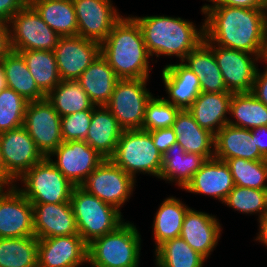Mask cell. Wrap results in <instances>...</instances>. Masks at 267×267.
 Masks as SVG:
<instances>
[{"mask_svg":"<svg viewBox=\"0 0 267 267\" xmlns=\"http://www.w3.org/2000/svg\"><path fill=\"white\" fill-rule=\"evenodd\" d=\"M204 41L207 44L240 50L259 57L267 8H240L224 5L201 7Z\"/></svg>","mask_w":267,"mask_h":267,"instance_id":"1","label":"cell"},{"mask_svg":"<svg viewBox=\"0 0 267 267\" xmlns=\"http://www.w3.org/2000/svg\"><path fill=\"white\" fill-rule=\"evenodd\" d=\"M122 16L108 37L100 44L101 56L118 79H149L150 54L138 22L130 15Z\"/></svg>","mask_w":267,"mask_h":267,"instance_id":"2","label":"cell"},{"mask_svg":"<svg viewBox=\"0 0 267 267\" xmlns=\"http://www.w3.org/2000/svg\"><path fill=\"white\" fill-rule=\"evenodd\" d=\"M139 24L147 50L153 56H176L182 62L205 37L204 22L200 29L188 19L169 16H132Z\"/></svg>","mask_w":267,"mask_h":267,"instance_id":"3","label":"cell"},{"mask_svg":"<svg viewBox=\"0 0 267 267\" xmlns=\"http://www.w3.org/2000/svg\"><path fill=\"white\" fill-rule=\"evenodd\" d=\"M141 235L130 221L88 244L87 263L91 267H139Z\"/></svg>","mask_w":267,"mask_h":267,"instance_id":"4","label":"cell"},{"mask_svg":"<svg viewBox=\"0 0 267 267\" xmlns=\"http://www.w3.org/2000/svg\"><path fill=\"white\" fill-rule=\"evenodd\" d=\"M70 204L79 235L87 244L114 231L125 221L121 211L104 203L81 186H74Z\"/></svg>","mask_w":267,"mask_h":267,"instance_id":"5","label":"cell"},{"mask_svg":"<svg viewBox=\"0 0 267 267\" xmlns=\"http://www.w3.org/2000/svg\"><path fill=\"white\" fill-rule=\"evenodd\" d=\"M110 159L135 180L138 173L158 179L161 175L162 154L154 145L149 131L123 130L116 151Z\"/></svg>","mask_w":267,"mask_h":267,"instance_id":"6","label":"cell"},{"mask_svg":"<svg viewBox=\"0 0 267 267\" xmlns=\"http://www.w3.org/2000/svg\"><path fill=\"white\" fill-rule=\"evenodd\" d=\"M18 181L22 184L19 188ZM30 203L70 202L74 185L54 166L48 157L26 171L15 182Z\"/></svg>","mask_w":267,"mask_h":267,"instance_id":"7","label":"cell"},{"mask_svg":"<svg viewBox=\"0 0 267 267\" xmlns=\"http://www.w3.org/2000/svg\"><path fill=\"white\" fill-rule=\"evenodd\" d=\"M149 79H118L105 105L123 130L142 129L147 103L153 97Z\"/></svg>","mask_w":267,"mask_h":267,"instance_id":"8","label":"cell"},{"mask_svg":"<svg viewBox=\"0 0 267 267\" xmlns=\"http://www.w3.org/2000/svg\"><path fill=\"white\" fill-rule=\"evenodd\" d=\"M8 24L11 49L16 52L53 51L60 39L30 4H26L12 16Z\"/></svg>","mask_w":267,"mask_h":267,"instance_id":"9","label":"cell"},{"mask_svg":"<svg viewBox=\"0 0 267 267\" xmlns=\"http://www.w3.org/2000/svg\"><path fill=\"white\" fill-rule=\"evenodd\" d=\"M136 182L111 159H104L81 187L120 211L131 198Z\"/></svg>","mask_w":267,"mask_h":267,"instance_id":"10","label":"cell"},{"mask_svg":"<svg viewBox=\"0 0 267 267\" xmlns=\"http://www.w3.org/2000/svg\"><path fill=\"white\" fill-rule=\"evenodd\" d=\"M24 127L44 157L63 142L61 117L47 99L28 102Z\"/></svg>","mask_w":267,"mask_h":267,"instance_id":"11","label":"cell"},{"mask_svg":"<svg viewBox=\"0 0 267 267\" xmlns=\"http://www.w3.org/2000/svg\"><path fill=\"white\" fill-rule=\"evenodd\" d=\"M48 158L74 186H81L105 159L83 140L63 141Z\"/></svg>","mask_w":267,"mask_h":267,"instance_id":"12","label":"cell"},{"mask_svg":"<svg viewBox=\"0 0 267 267\" xmlns=\"http://www.w3.org/2000/svg\"><path fill=\"white\" fill-rule=\"evenodd\" d=\"M220 68L227 90L231 93L252 91L259 57L248 52L208 44Z\"/></svg>","mask_w":267,"mask_h":267,"instance_id":"13","label":"cell"},{"mask_svg":"<svg viewBox=\"0 0 267 267\" xmlns=\"http://www.w3.org/2000/svg\"><path fill=\"white\" fill-rule=\"evenodd\" d=\"M0 153L5 172L15 182L44 158L24 126L0 133Z\"/></svg>","mask_w":267,"mask_h":267,"instance_id":"14","label":"cell"},{"mask_svg":"<svg viewBox=\"0 0 267 267\" xmlns=\"http://www.w3.org/2000/svg\"><path fill=\"white\" fill-rule=\"evenodd\" d=\"M35 236L33 206L15 185L0 192V238Z\"/></svg>","mask_w":267,"mask_h":267,"instance_id":"15","label":"cell"},{"mask_svg":"<svg viewBox=\"0 0 267 267\" xmlns=\"http://www.w3.org/2000/svg\"><path fill=\"white\" fill-rule=\"evenodd\" d=\"M78 36L102 43L122 17L111 0H72Z\"/></svg>","mask_w":267,"mask_h":267,"instance_id":"16","label":"cell"},{"mask_svg":"<svg viewBox=\"0 0 267 267\" xmlns=\"http://www.w3.org/2000/svg\"><path fill=\"white\" fill-rule=\"evenodd\" d=\"M61 80H77L100 56V43L81 36L60 37L53 50Z\"/></svg>","mask_w":267,"mask_h":267,"instance_id":"17","label":"cell"},{"mask_svg":"<svg viewBox=\"0 0 267 267\" xmlns=\"http://www.w3.org/2000/svg\"><path fill=\"white\" fill-rule=\"evenodd\" d=\"M87 252L80 235L38 239V267H79L87 263Z\"/></svg>","mask_w":267,"mask_h":267,"instance_id":"18","label":"cell"},{"mask_svg":"<svg viewBox=\"0 0 267 267\" xmlns=\"http://www.w3.org/2000/svg\"><path fill=\"white\" fill-rule=\"evenodd\" d=\"M220 220L216 216L190 208L184 218L180 237L206 260L221 237Z\"/></svg>","mask_w":267,"mask_h":267,"instance_id":"19","label":"cell"},{"mask_svg":"<svg viewBox=\"0 0 267 267\" xmlns=\"http://www.w3.org/2000/svg\"><path fill=\"white\" fill-rule=\"evenodd\" d=\"M31 204L33 206L34 233L38 239L79 235L70 202Z\"/></svg>","mask_w":267,"mask_h":267,"instance_id":"20","label":"cell"},{"mask_svg":"<svg viewBox=\"0 0 267 267\" xmlns=\"http://www.w3.org/2000/svg\"><path fill=\"white\" fill-rule=\"evenodd\" d=\"M234 186L233 176L226 162L213 157L204 162L183 190L208 195L223 203Z\"/></svg>","mask_w":267,"mask_h":267,"instance_id":"21","label":"cell"},{"mask_svg":"<svg viewBox=\"0 0 267 267\" xmlns=\"http://www.w3.org/2000/svg\"><path fill=\"white\" fill-rule=\"evenodd\" d=\"M255 144V135L250 129L227 124L215 135L214 157L222 161L233 158L267 160Z\"/></svg>","mask_w":267,"mask_h":267,"instance_id":"22","label":"cell"},{"mask_svg":"<svg viewBox=\"0 0 267 267\" xmlns=\"http://www.w3.org/2000/svg\"><path fill=\"white\" fill-rule=\"evenodd\" d=\"M161 75L168 94L164 99L181 110L188 109L201 93L200 80L183 62L165 65Z\"/></svg>","mask_w":267,"mask_h":267,"instance_id":"23","label":"cell"},{"mask_svg":"<svg viewBox=\"0 0 267 267\" xmlns=\"http://www.w3.org/2000/svg\"><path fill=\"white\" fill-rule=\"evenodd\" d=\"M232 95L231 92H201L187 110L200 127L215 136L224 125L228 124L227 115Z\"/></svg>","mask_w":267,"mask_h":267,"instance_id":"24","label":"cell"},{"mask_svg":"<svg viewBox=\"0 0 267 267\" xmlns=\"http://www.w3.org/2000/svg\"><path fill=\"white\" fill-rule=\"evenodd\" d=\"M123 129L106 106L93 108L85 142L105 159H110L117 147Z\"/></svg>","mask_w":267,"mask_h":267,"instance_id":"25","label":"cell"},{"mask_svg":"<svg viewBox=\"0 0 267 267\" xmlns=\"http://www.w3.org/2000/svg\"><path fill=\"white\" fill-rule=\"evenodd\" d=\"M206 160L202 155L185 152L176 142L162 155L159 179L168 183L175 182V185L184 189Z\"/></svg>","mask_w":267,"mask_h":267,"instance_id":"26","label":"cell"},{"mask_svg":"<svg viewBox=\"0 0 267 267\" xmlns=\"http://www.w3.org/2000/svg\"><path fill=\"white\" fill-rule=\"evenodd\" d=\"M172 128L177 143L185 152L202 155L206 159L214 157L215 136L200 127L187 109L179 111Z\"/></svg>","mask_w":267,"mask_h":267,"instance_id":"27","label":"cell"},{"mask_svg":"<svg viewBox=\"0 0 267 267\" xmlns=\"http://www.w3.org/2000/svg\"><path fill=\"white\" fill-rule=\"evenodd\" d=\"M182 62L200 80L201 92H229L215 60L213 49L204 40Z\"/></svg>","mask_w":267,"mask_h":267,"instance_id":"28","label":"cell"},{"mask_svg":"<svg viewBox=\"0 0 267 267\" xmlns=\"http://www.w3.org/2000/svg\"><path fill=\"white\" fill-rule=\"evenodd\" d=\"M117 80L114 70L101 54L77 79L95 106H105L109 102Z\"/></svg>","mask_w":267,"mask_h":267,"instance_id":"29","label":"cell"},{"mask_svg":"<svg viewBox=\"0 0 267 267\" xmlns=\"http://www.w3.org/2000/svg\"><path fill=\"white\" fill-rule=\"evenodd\" d=\"M43 21L60 37L78 35V24L72 0H29Z\"/></svg>","mask_w":267,"mask_h":267,"instance_id":"30","label":"cell"},{"mask_svg":"<svg viewBox=\"0 0 267 267\" xmlns=\"http://www.w3.org/2000/svg\"><path fill=\"white\" fill-rule=\"evenodd\" d=\"M0 63L4 68L7 88L13 89L27 102L46 99V95L36 85L35 79L30 74L27 64L19 52L11 50L0 60Z\"/></svg>","mask_w":267,"mask_h":267,"instance_id":"31","label":"cell"},{"mask_svg":"<svg viewBox=\"0 0 267 267\" xmlns=\"http://www.w3.org/2000/svg\"><path fill=\"white\" fill-rule=\"evenodd\" d=\"M190 209L176 196L165 198L159 206L153 220V239L156 249L164 241L180 236L182 224Z\"/></svg>","mask_w":267,"mask_h":267,"instance_id":"32","label":"cell"},{"mask_svg":"<svg viewBox=\"0 0 267 267\" xmlns=\"http://www.w3.org/2000/svg\"><path fill=\"white\" fill-rule=\"evenodd\" d=\"M229 115L233 119L228 124L244 129L267 126V106L251 92L233 93L230 100Z\"/></svg>","mask_w":267,"mask_h":267,"instance_id":"33","label":"cell"},{"mask_svg":"<svg viewBox=\"0 0 267 267\" xmlns=\"http://www.w3.org/2000/svg\"><path fill=\"white\" fill-rule=\"evenodd\" d=\"M46 99L60 117L83 110H93L95 107L77 80H61Z\"/></svg>","mask_w":267,"mask_h":267,"instance_id":"34","label":"cell"},{"mask_svg":"<svg viewBox=\"0 0 267 267\" xmlns=\"http://www.w3.org/2000/svg\"><path fill=\"white\" fill-rule=\"evenodd\" d=\"M38 88L47 96L60 82L55 54L47 50L19 51Z\"/></svg>","mask_w":267,"mask_h":267,"instance_id":"35","label":"cell"},{"mask_svg":"<svg viewBox=\"0 0 267 267\" xmlns=\"http://www.w3.org/2000/svg\"><path fill=\"white\" fill-rule=\"evenodd\" d=\"M154 253L156 267H203L207 261L180 236L164 241Z\"/></svg>","mask_w":267,"mask_h":267,"instance_id":"36","label":"cell"},{"mask_svg":"<svg viewBox=\"0 0 267 267\" xmlns=\"http://www.w3.org/2000/svg\"><path fill=\"white\" fill-rule=\"evenodd\" d=\"M38 238H0V267H38Z\"/></svg>","mask_w":267,"mask_h":267,"instance_id":"37","label":"cell"},{"mask_svg":"<svg viewBox=\"0 0 267 267\" xmlns=\"http://www.w3.org/2000/svg\"><path fill=\"white\" fill-rule=\"evenodd\" d=\"M225 162L236 186L267 190V160L233 158Z\"/></svg>","mask_w":267,"mask_h":267,"instance_id":"38","label":"cell"},{"mask_svg":"<svg viewBox=\"0 0 267 267\" xmlns=\"http://www.w3.org/2000/svg\"><path fill=\"white\" fill-rule=\"evenodd\" d=\"M223 203L239 213L250 215L255 213L259 221L267 214V190L235 185Z\"/></svg>","mask_w":267,"mask_h":267,"instance_id":"39","label":"cell"},{"mask_svg":"<svg viewBox=\"0 0 267 267\" xmlns=\"http://www.w3.org/2000/svg\"><path fill=\"white\" fill-rule=\"evenodd\" d=\"M28 102L13 89L0 92V133L24 126Z\"/></svg>","mask_w":267,"mask_h":267,"instance_id":"40","label":"cell"},{"mask_svg":"<svg viewBox=\"0 0 267 267\" xmlns=\"http://www.w3.org/2000/svg\"><path fill=\"white\" fill-rule=\"evenodd\" d=\"M181 109L167 102L164 97L153 96L147 103L142 130L153 131L172 127Z\"/></svg>","mask_w":267,"mask_h":267,"instance_id":"41","label":"cell"},{"mask_svg":"<svg viewBox=\"0 0 267 267\" xmlns=\"http://www.w3.org/2000/svg\"><path fill=\"white\" fill-rule=\"evenodd\" d=\"M92 113L93 110H83L61 117L63 141H84L90 127Z\"/></svg>","mask_w":267,"mask_h":267,"instance_id":"42","label":"cell"},{"mask_svg":"<svg viewBox=\"0 0 267 267\" xmlns=\"http://www.w3.org/2000/svg\"><path fill=\"white\" fill-rule=\"evenodd\" d=\"M149 132L154 145L162 155L168 150V148L177 142V138L172 127L156 129Z\"/></svg>","mask_w":267,"mask_h":267,"instance_id":"43","label":"cell"},{"mask_svg":"<svg viewBox=\"0 0 267 267\" xmlns=\"http://www.w3.org/2000/svg\"><path fill=\"white\" fill-rule=\"evenodd\" d=\"M251 93L267 106V66L263 72L257 69Z\"/></svg>","mask_w":267,"mask_h":267,"instance_id":"44","label":"cell"},{"mask_svg":"<svg viewBox=\"0 0 267 267\" xmlns=\"http://www.w3.org/2000/svg\"><path fill=\"white\" fill-rule=\"evenodd\" d=\"M26 4V0H0V21L8 24L11 17Z\"/></svg>","mask_w":267,"mask_h":267,"instance_id":"45","label":"cell"},{"mask_svg":"<svg viewBox=\"0 0 267 267\" xmlns=\"http://www.w3.org/2000/svg\"><path fill=\"white\" fill-rule=\"evenodd\" d=\"M212 4L240 8H267V0H206Z\"/></svg>","mask_w":267,"mask_h":267,"instance_id":"46","label":"cell"},{"mask_svg":"<svg viewBox=\"0 0 267 267\" xmlns=\"http://www.w3.org/2000/svg\"><path fill=\"white\" fill-rule=\"evenodd\" d=\"M11 50L9 24L0 21V60Z\"/></svg>","mask_w":267,"mask_h":267,"instance_id":"47","label":"cell"},{"mask_svg":"<svg viewBox=\"0 0 267 267\" xmlns=\"http://www.w3.org/2000/svg\"><path fill=\"white\" fill-rule=\"evenodd\" d=\"M252 135H255L256 146L259 148L260 153L267 159V126H261L251 129Z\"/></svg>","mask_w":267,"mask_h":267,"instance_id":"48","label":"cell"},{"mask_svg":"<svg viewBox=\"0 0 267 267\" xmlns=\"http://www.w3.org/2000/svg\"><path fill=\"white\" fill-rule=\"evenodd\" d=\"M259 232L257 233L255 241L261 242L263 245L267 246V214L258 221Z\"/></svg>","mask_w":267,"mask_h":267,"instance_id":"49","label":"cell"},{"mask_svg":"<svg viewBox=\"0 0 267 267\" xmlns=\"http://www.w3.org/2000/svg\"><path fill=\"white\" fill-rule=\"evenodd\" d=\"M260 61L267 63V21L263 29L262 46L259 54V63H261Z\"/></svg>","mask_w":267,"mask_h":267,"instance_id":"50","label":"cell"},{"mask_svg":"<svg viewBox=\"0 0 267 267\" xmlns=\"http://www.w3.org/2000/svg\"><path fill=\"white\" fill-rule=\"evenodd\" d=\"M0 183L4 187L15 185V181L5 172L0 153Z\"/></svg>","mask_w":267,"mask_h":267,"instance_id":"51","label":"cell"},{"mask_svg":"<svg viewBox=\"0 0 267 267\" xmlns=\"http://www.w3.org/2000/svg\"><path fill=\"white\" fill-rule=\"evenodd\" d=\"M7 88V80L5 77L4 68L0 63V92Z\"/></svg>","mask_w":267,"mask_h":267,"instance_id":"52","label":"cell"},{"mask_svg":"<svg viewBox=\"0 0 267 267\" xmlns=\"http://www.w3.org/2000/svg\"><path fill=\"white\" fill-rule=\"evenodd\" d=\"M3 188L4 186L0 183V192L2 191Z\"/></svg>","mask_w":267,"mask_h":267,"instance_id":"53","label":"cell"}]
</instances>
